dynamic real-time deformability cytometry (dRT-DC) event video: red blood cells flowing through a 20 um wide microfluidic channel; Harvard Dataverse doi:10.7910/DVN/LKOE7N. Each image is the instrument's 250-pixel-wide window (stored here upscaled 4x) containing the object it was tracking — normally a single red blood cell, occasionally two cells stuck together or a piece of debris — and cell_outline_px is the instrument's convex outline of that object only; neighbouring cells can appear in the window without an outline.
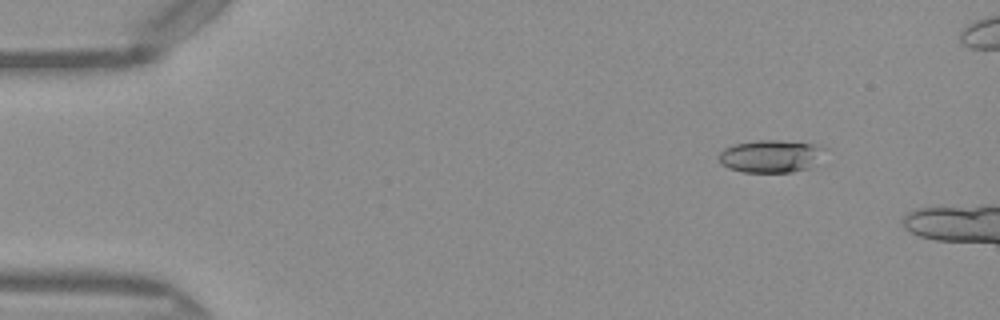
{"species": "Egyptian fruit bat (a non-hibernating species)", "species_latin": "Rousettus aegyptiacus", "temperature_condition": "warm", "stored_images_in_passage": 10, "camera_frame_rate_fps": 3000, "um_per_image_px": 0.085, "frame": {"image": 1, "passage_image": 6, "time_ms": 1.667, "image_size_px": [1000, 320], "cell_outline_px": [[828, 148], [808, 168], [792, 172], [744, 172], [728, 168], [720, 164], [720, 152], [724, 148], [736, 144], [756, 140], [780, 140], [820, 144]], "centroid_in_image_um": [65.53, 13.26], "position_along_channel_um": 19.5, "area_um2": 20.11}}